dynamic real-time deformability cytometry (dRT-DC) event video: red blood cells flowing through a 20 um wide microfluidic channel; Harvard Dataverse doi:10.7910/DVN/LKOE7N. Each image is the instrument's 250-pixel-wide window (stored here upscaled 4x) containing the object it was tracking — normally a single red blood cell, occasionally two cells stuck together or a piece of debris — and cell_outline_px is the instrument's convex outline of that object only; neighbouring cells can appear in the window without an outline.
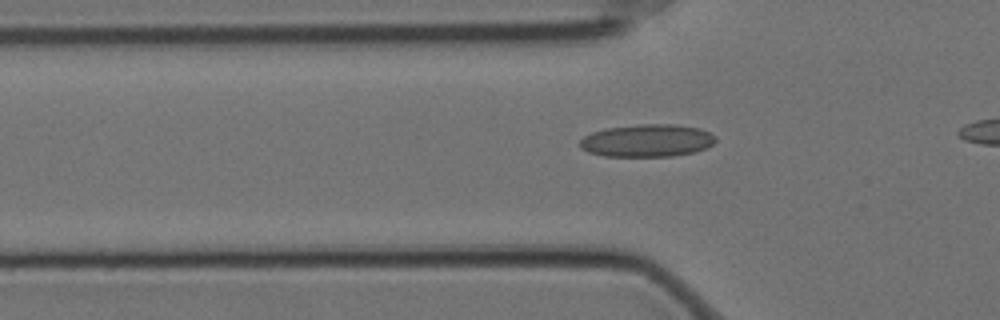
{"species": "Egyptian fruit bat (a non-hibernating species)", "species_latin": "Rousettus aegyptiacus", "temperature_condition": "cold", "stored_images_in_passage": 32, "camera_frame_rate_fps": 3000, "um_per_image_px": 0.085, "animal": {"sex": "female"}, "frame": {"image": 1, "passage_image": 2, "time_ms": 0.333, "image_size_px": [1000, 320], "cell_outline_px": [[716, 140], [712, 144], [704, 148], [692, 152], [672, 156], [604, 156], [588, 152], [580, 148], [580, 140], [584, 136], [592, 132], [604, 128], [636, 124], [676, 124], [700, 128], [716, 136]], "centroid_in_image_um": [54.97, 11.93], "position_along_channel_um": 70.8, "area_um2": 25.84}}
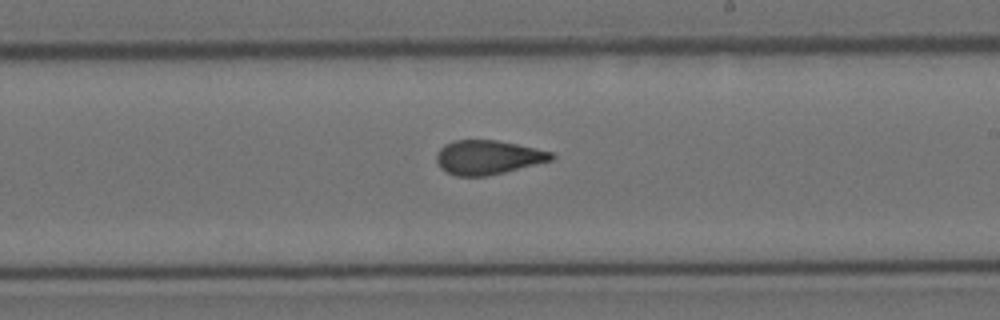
{"frame": {"image": 2, "passage_image": 17, "time_ms": 5.333, "image_size_px": [1000, 320], "cell_outline_px": [[556, 156], [552, 160], [488, 176], [456, 176], [440, 168], [436, 160], [436, 156], [440, 148], [444, 144], [452, 140], [496, 140], [516, 144], [552, 152]], "centroid_in_image_um": [41.44, 13.37], "position_along_channel_um": 247.6, "area_um2": 22.77}}
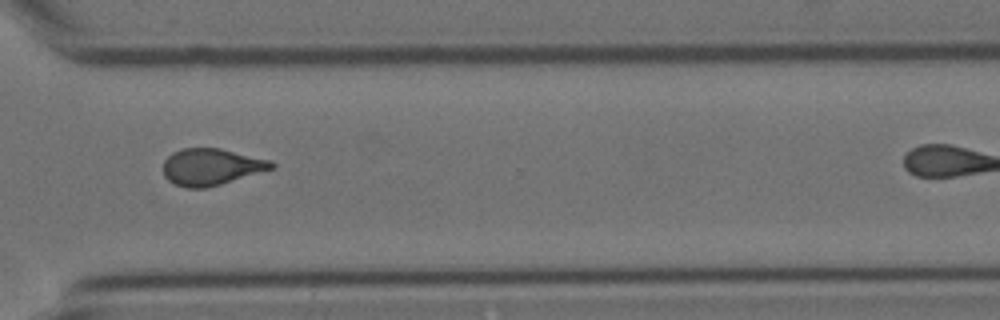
{"frame": {"image": 3, "passage_image": 26, "time_ms": 8.333, "image_size_px": [1000, 320], "cell_outline_px": [[276, 164], [272, 168], [208, 188], [184, 188], [168, 180], [164, 176], [164, 160], [172, 152], [180, 148], [220, 148], [272, 160]], "centroid_in_image_um": [17.93, 14.17], "position_along_channel_um": 352.7, "area_um2": 23.12}}